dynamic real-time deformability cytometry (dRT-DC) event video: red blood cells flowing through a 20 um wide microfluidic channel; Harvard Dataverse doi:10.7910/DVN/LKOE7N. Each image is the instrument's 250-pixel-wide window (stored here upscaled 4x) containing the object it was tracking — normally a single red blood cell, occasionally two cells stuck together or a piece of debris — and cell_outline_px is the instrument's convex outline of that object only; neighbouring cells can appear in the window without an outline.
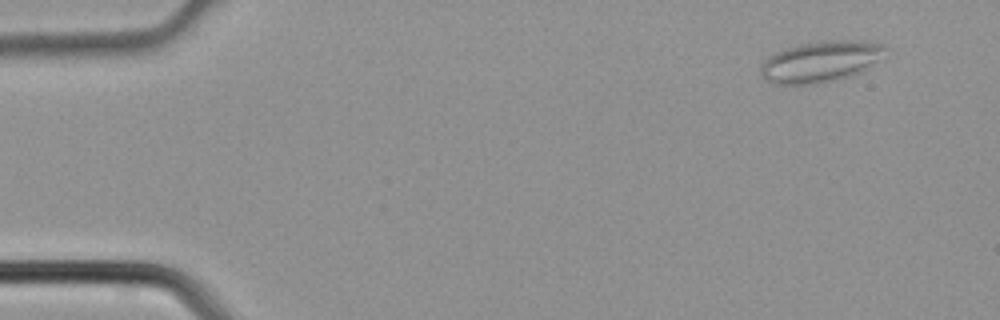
{"species": "common noctule bat (a hibernating species)", "species_latin": "Nyctalus noctula", "temperature_condition": "cold", "stored_images_in_passage": 3, "camera_frame_rate_fps": 3000, "um_per_image_px": 0.085, "animal": {"sex": "male", "body_mass_g": 21.5, "forearm_length_mm": 52.0}, "frame": {"image": 1, "passage_image": 1, "time_ms": 0.0, "image_size_px": [1000, 320], "cell_outline_px": [[888, 48], [876, 60], [860, 72], [852, 76], [812, 84], [776, 84], [764, 80], [760, 72], [760, 64], [768, 56], [776, 52], [800, 44], [828, 40], [868, 40], [884, 44]], "centroid_in_image_um": [69.73, 5.22], "position_along_channel_um": 15.3, "area_um2": 29.71}}